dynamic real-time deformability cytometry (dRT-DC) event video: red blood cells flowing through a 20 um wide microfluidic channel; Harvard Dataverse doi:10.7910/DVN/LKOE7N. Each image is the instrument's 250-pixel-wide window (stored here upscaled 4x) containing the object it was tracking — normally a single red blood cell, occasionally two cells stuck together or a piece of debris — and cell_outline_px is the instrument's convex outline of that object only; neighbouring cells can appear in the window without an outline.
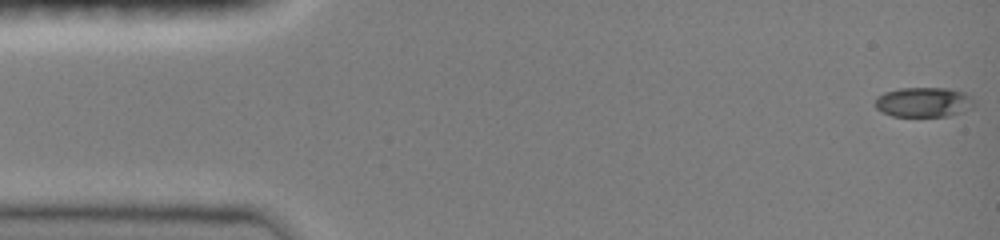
{"species": "common noctule bat (a hibernating species)", "species_latin": "Nyctalus noctula", "temperature_condition": "room temperature", "stored_images_in_passage": 47, "camera_frame_rate_fps": 3000, "um_per_image_px": 0.085, "animal": {"sex": "female", "body_mass_g": 19.0, "forearm_length_mm": 51.5}, "frame": {"image": 1, "passage_image": 1, "time_ms": 0.0, "image_size_px": [1000, 240], "cell_outline_px": [[976, 104], [972, 108], [948, 116], [892, 116], [880, 112], [876, 108], [876, 96], [884, 92], [900, 88], [948, 88], [964, 92], [972, 96], [976, 100]], "centroid_in_image_um": [78.53, 8.68], "position_along_channel_um": 6.5, "area_um2": 17.46}}
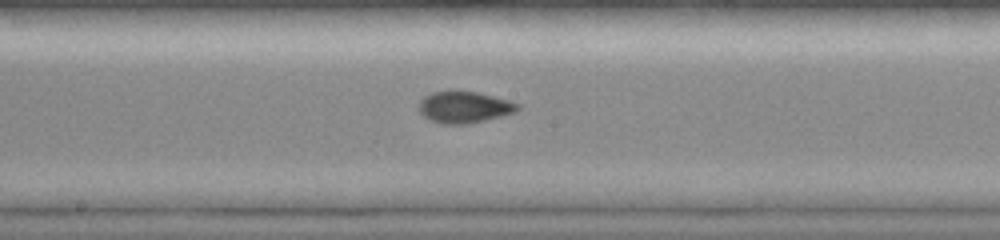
{"frame": {"image": 2, "passage_image": 25, "time_ms": 8.0, "image_size_px": [1000, 240], "cell_outline_px": [[520, 108], [516, 112], [468, 124], [444, 124], [428, 120], [416, 108], [420, 100], [424, 96], [432, 92], [456, 88], [476, 92], [508, 100], [520, 104]], "centroid_in_image_um": [39.4, 9.08], "position_along_channel_um": 208.8, "area_um2": 18.67}}
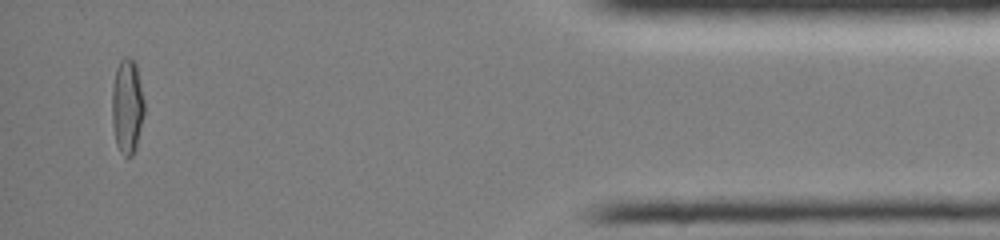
{"frame": {"image": 3, "passage_image": 45, "time_ms": 14.667, "image_size_px": [1000, 240], "cell_outline_px": [[144, 112], [136, 148], [132, 156], [124, 156], [120, 152], [116, 144], [112, 124], [112, 88], [116, 68], [120, 60], [124, 56], [128, 56], [136, 64], [144, 100]], "centroid_in_image_um": [10.8, 9.04], "position_along_channel_um": 424.4, "area_um2": 17.92}, "authors_computed_cell_mechanics": {"area_um2": 16.9354, "velocity_mm_per_s": 4.0666, "shape_relaxation_time_tau1_ms": null, "shape_relaxation_time_tau2_ms": 1.1677, "deformation_change_tau1": null, "deformation_change_tau2": 0.0444}}